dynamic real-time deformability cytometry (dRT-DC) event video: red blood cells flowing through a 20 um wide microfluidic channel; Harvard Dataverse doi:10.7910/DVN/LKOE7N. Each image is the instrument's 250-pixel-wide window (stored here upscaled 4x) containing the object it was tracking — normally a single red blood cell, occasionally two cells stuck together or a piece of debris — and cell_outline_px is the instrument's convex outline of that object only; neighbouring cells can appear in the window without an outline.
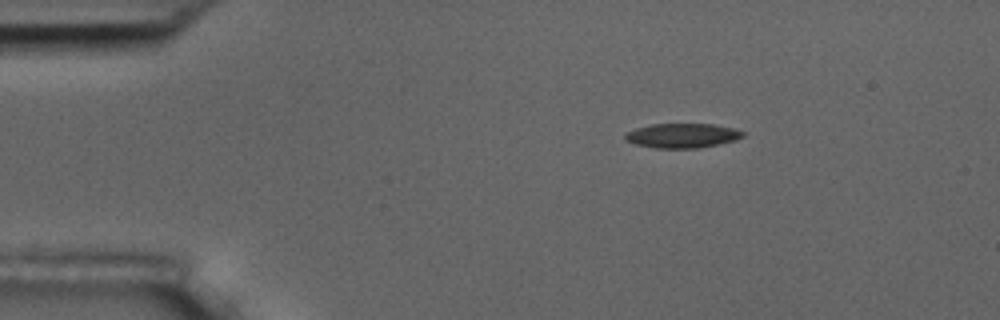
{"species": "common noctule bat (a hibernating species)", "species_latin": "Nyctalus noctula", "temperature_condition": "room temperature", "stored_images_in_passage": 2, "camera_frame_rate_fps": 3000, "um_per_image_px": 0.085, "animal": {"sex": "male", "body_mass_g": 17.5, "forearm_length_mm": 52.3}, "frame": {"image": 1, "passage_image": 1, "time_ms": 0.0, "image_size_px": [1000, 320], "cell_outline_px": [[744, 136], [736, 140], [700, 148], [656, 148], [636, 144], [624, 140], [624, 136], [628, 132], [636, 128], [652, 124], [712, 124], [732, 128], [744, 132]], "centroid_in_image_um": [57.99, 11.53], "position_along_channel_um": 27.0, "area_um2": 16.7}}